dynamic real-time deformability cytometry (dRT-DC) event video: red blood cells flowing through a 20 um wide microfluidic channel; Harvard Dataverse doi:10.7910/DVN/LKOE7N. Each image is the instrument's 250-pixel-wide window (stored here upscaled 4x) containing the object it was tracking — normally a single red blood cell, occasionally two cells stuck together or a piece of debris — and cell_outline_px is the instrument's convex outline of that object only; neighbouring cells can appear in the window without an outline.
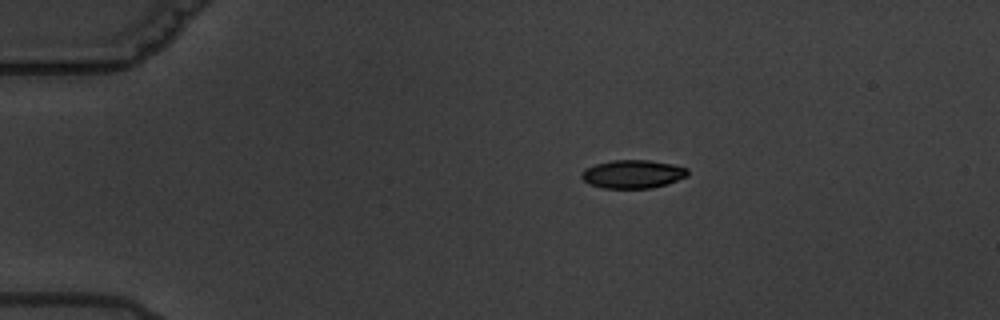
{"species": "common noctule bat (a hibernating species)", "species_latin": "Nyctalus noctula", "temperature_condition": "warm", "stored_images_in_passage": 3, "camera_frame_rate_fps": 3000, "um_per_image_px": 0.085, "animal": {"sex": "male", "body_mass_g": 19.5, "forearm_length_mm": 54.6}, "frame": {"image": 1, "passage_image": 1, "time_ms": 0.0, "image_size_px": [1000, 320], "cell_outline_px": [[688, 176], [668, 184], [652, 188], [604, 188], [588, 184], [580, 176], [580, 172], [584, 168], [596, 164], [612, 160], [648, 160], [672, 164], [688, 168]], "centroid_in_image_um": [53.78, 14.8], "position_along_channel_um": 31.2, "area_um2": 17.69}}